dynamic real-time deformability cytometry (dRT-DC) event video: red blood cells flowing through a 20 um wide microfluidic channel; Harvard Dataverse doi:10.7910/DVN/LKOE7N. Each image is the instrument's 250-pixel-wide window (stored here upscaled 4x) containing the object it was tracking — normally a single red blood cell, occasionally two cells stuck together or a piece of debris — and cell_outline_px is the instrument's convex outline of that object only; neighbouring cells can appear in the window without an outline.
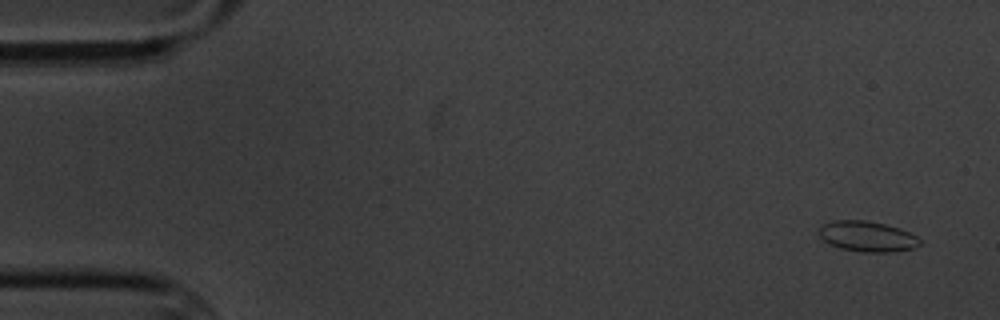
{"species": "common noctule bat (a hibernating species)", "species_latin": "Nyctalus noctula", "temperature_condition": "cold", "stored_images_in_passage": 5, "camera_frame_rate_fps": 3000, "um_per_image_px": 0.085, "animal": {"sex": "male", "body_mass_g": 20.1, "forearm_length_mm": 53.5}, "frame": {"image": 1, "passage_image": 1, "time_ms": 0.0, "image_size_px": [1000, 320], "cell_outline_px": [[920, 244], [916, 248], [892, 252], [860, 252], [840, 248], [824, 240], [820, 236], [820, 228], [824, 224], [832, 220], [868, 220], [900, 228], [916, 236], [920, 240]], "centroid_in_image_um": [73.75, 20.1], "position_along_channel_um": 11.3, "area_um2": 17.86}}
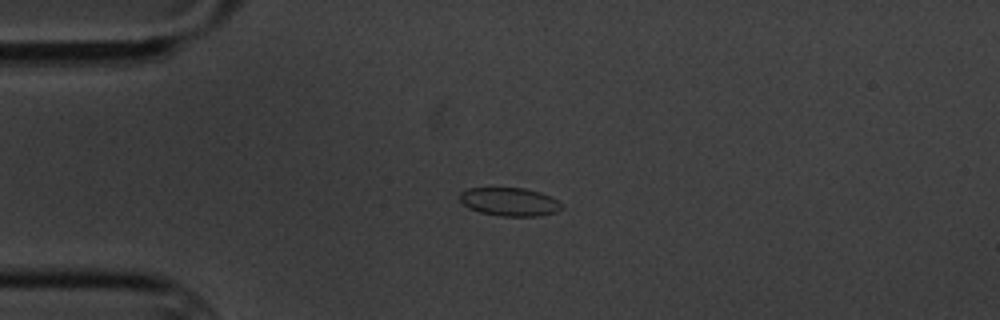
{"frame": {"image": 2, "passage_image": 4, "time_ms": 3.667, "image_size_px": [1000, 320], "cell_outline_px": [[564, 208], [556, 212], [536, 216], [500, 216], [480, 212], [468, 208], [460, 200], [460, 192], [468, 188], [524, 188], [540, 192], [552, 196], [564, 204]], "centroid_in_image_um": [43.36, 17.15], "position_along_channel_um": 41.6, "area_um2": 16.99}}